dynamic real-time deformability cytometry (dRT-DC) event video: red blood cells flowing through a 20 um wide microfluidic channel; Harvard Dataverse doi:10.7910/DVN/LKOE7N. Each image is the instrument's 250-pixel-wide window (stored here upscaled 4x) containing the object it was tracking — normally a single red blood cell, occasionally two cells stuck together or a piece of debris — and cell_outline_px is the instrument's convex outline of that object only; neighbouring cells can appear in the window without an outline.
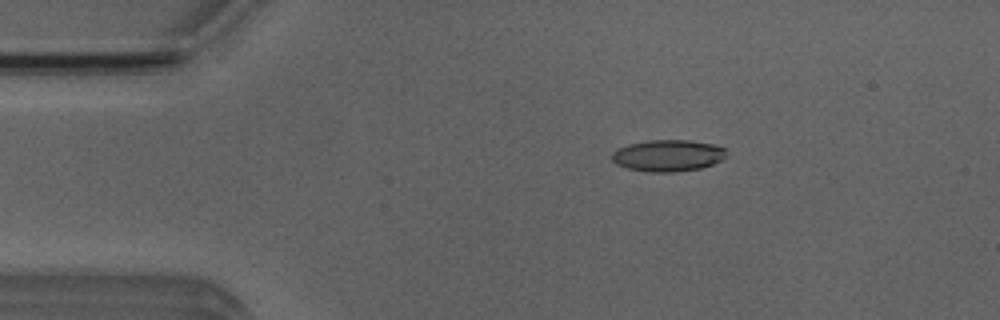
{"species": "Egyptian fruit bat (a non-hibernating species)", "species_latin": "Rousettus aegyptiacus", "temperature_condition": "room temperature", "stored_images_in_passage": 4, "camera_frame_rate_fps": 3000, "um_per_image_px": 0.085, "animal": {"sex": "male"}, "frame": {"image": 1, "passage_image": 3, "time_ms": 2.333, "image_size_px": [1000, 320], "cell_outline_px": [[728, 152], [720, 160], [712, 164], [700, 168], [676, 172], [648, 172], [628, 168], [616, 164], [612, 160], [612, 152], [616, 148], [628, 144], [648, 140], [688, 140], [716, 144], [724, 148]], "centroid_in_image_um": [56.75, 13.21], "position_along_channel_um": 28.2, "area_um2": 21.21}}